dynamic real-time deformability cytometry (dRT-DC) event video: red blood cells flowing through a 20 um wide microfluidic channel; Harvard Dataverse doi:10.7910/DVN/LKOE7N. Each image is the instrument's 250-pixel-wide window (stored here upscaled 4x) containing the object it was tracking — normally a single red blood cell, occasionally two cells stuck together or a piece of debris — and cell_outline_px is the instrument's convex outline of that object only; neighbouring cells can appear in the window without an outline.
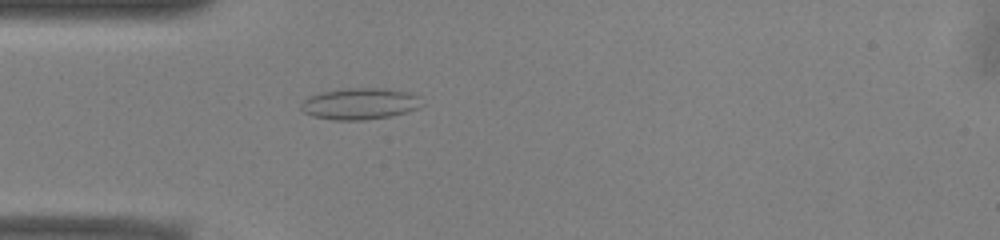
{"species": "common noctule bat (a hibernating species)", "species_latin": "Nyctalus noctula", "temperature_condition": "warm", "stored_images_in_passage": 52, "camera_frame_rate_fps": 3000, "um_per_image_px": 0.085, "animal": {"sex": "male", "body_mass_g": 13.0, "forearm_length_mm": 53.1}, "frame": {"image": 1, "passage_image": 15, "time_ms": 4.667, "image_size_px": [1000, 240], "cell_outline_px": [[424, 104], [420, 108], [392, 116], [364, 120], [332, 120], [312, 116], [304, 112], [300, 108], [300, 104], [308, 96], [320, 92], [340, 88], [388, 88], [408, 92], [420, 96]], "centroid_in_image_um": [30.61, 8.81], "position_along_channel_um": 54.4, "area_um2": 22.66}}
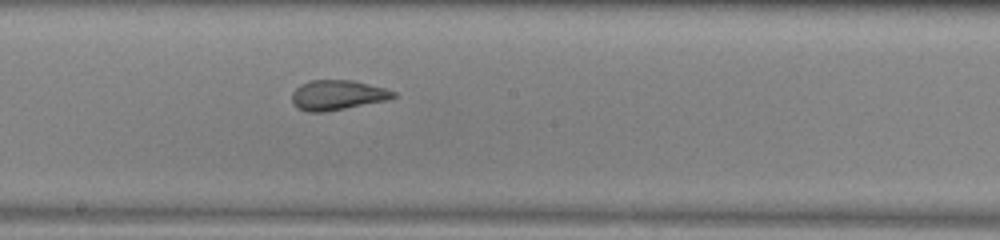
{"frame": {"image": 2, "passage_image": 28, "time_ms": 9.0, "image_size_px": [1000, 240], "cell_outline_px": [[396, 96], [388, 100], [324, 112], [308, 112], [296, 108], [292, 104], [292, 92], [300, 84], [312, 80], [352, 80], [384, 88], [396, 92]], "centroid_in_image_um": [28.65, 8.09], "position_along_channel_um": 219.6, "area_um2": 17.69}}
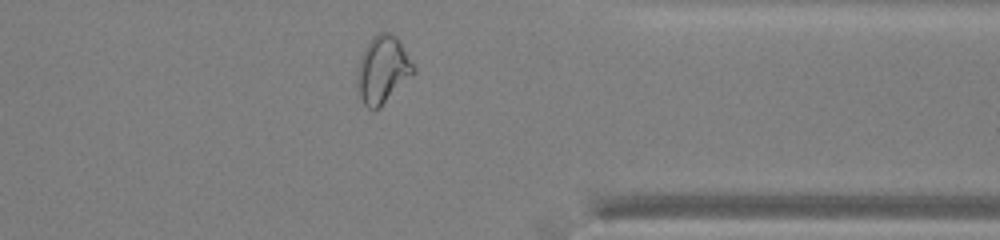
{"frame": {"image": 3, "passage_image": 41, "time_ms": 13.333, "image_size_px": [1000, 240], "cell_outline_px": [[416, 72], [380, 108], [368, 108], [364, 104], [360, 96], [356, 84], [356, 72], [364, 48], [368, 40], [372, 36], [380, 32], [392, 32], [400, 40], [416, 68]], "centroid_in_image_um": [32.54, 5.89], "position_along_channel_um": 378.9, "area_um2": 22.43}, "authors_computed_cell_mechanics": {"area_um2": 22.1374, "velocity_mm_per_s": 3.923, "shape_relaxation_time_tau1_ms": null, "shape_relaxation_time_tau2_ms": 1.0515, "deformation_change_tau1": null, "deformation_change_tau2": 0.0624}}